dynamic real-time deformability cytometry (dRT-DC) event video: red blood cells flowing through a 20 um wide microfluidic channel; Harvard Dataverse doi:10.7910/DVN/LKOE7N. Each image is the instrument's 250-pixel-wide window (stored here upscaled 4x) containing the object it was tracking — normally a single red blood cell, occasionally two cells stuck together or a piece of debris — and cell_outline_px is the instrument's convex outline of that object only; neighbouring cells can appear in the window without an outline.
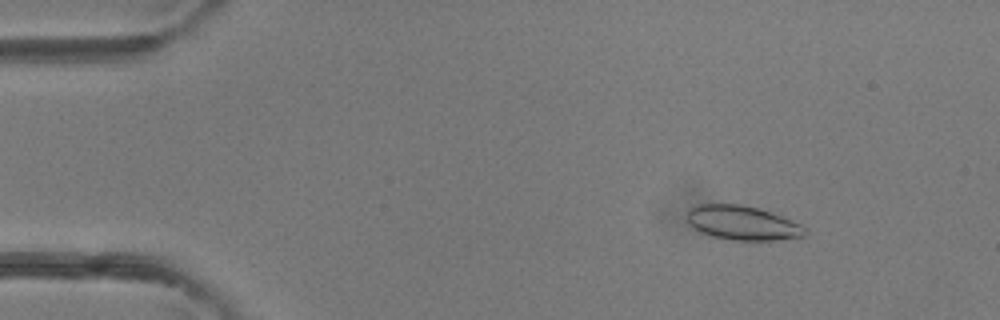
{"species": "common noctule bat (a hibernating species)", "species_latin": "Nyctalus noctula", "temperature_condition": "room temperature", "stored_images_in_passage": 46, "camera_frame_rate_fps": 3000, "um_per_image_px": 0.085, "animal": {"sex": "female"}, "frame": {"image": 1, "passage_image": 6, "time_ms": 1.667, "image_size_px": [1000, 320], "cell_outline_px": [[804, 236], [772, 240], [732, 240], [712, 236], [700, 232], [688, 224], [684, 216], [688, 208], [696, 204], [744, 204], [760, 208], [800, 224], [804, 228]], "centroid_in_image_um": [62.99, 18.92], "position_along_channel_um": 22.0, "area_um2": 23.64}}
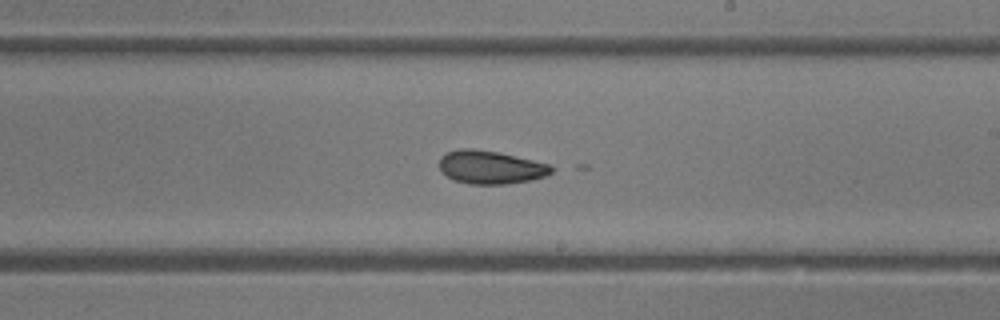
{"frame": {"image": 2, "passage_image": 27, "time_ms": 8.667, "image_size_px": [1000, 320], "cell_outline_px": [[560, 168], [544, 176], [532, 180], [504, 184], [468, 184], [456, 180], [448, 176], [440, 168], [440, 156], [444, 152], [460, 148], [472, 148], [496, 152], [552, 164]], "centroid_in_image_um": [41.75, 14.21], "position_along_channel_um": 247.2, "area_um2": 21.85}}
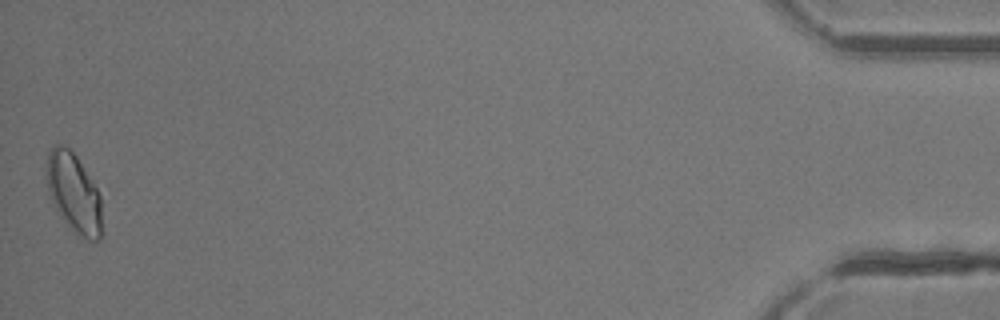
{"frame": {"image": 3, "passage_image": 46, "time_ms": 15.0, "image_size_px": [1000, 320], "cell_outline_px": [[100, 240], [88, 240], [76, 232], [60, 216], [52, 200], [48, 188], [48, 152], [56, 144], [64, 144], [76, 156], [96, 188], [100, 196]], "centroid_in_image_um": [6.27, 16.38], "position_along_channel_um": 428.9, "area_um2": 24.51}, "authors_computed_cell_mechanics": {"area_um2": 22.2241, "velocity_mm_per_s": 4.4093, "shape_relaxation_time_tau1_ms": 4.4664, "shape_relaxation_time_tau2_ms": 1.1883, "deformation_change_tau1": 0.1063, "deformation_change_tau2": 0.072}}